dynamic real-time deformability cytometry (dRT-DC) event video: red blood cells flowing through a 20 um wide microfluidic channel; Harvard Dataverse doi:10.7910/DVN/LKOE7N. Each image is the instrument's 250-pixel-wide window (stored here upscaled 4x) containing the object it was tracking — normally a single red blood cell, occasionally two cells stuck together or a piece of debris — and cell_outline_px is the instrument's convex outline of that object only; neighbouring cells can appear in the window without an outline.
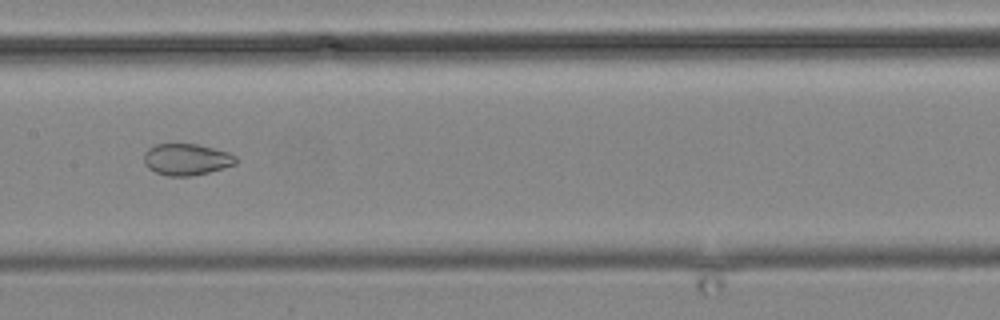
{"species": "common noctule bat (a hibernating species)", "species_latin": "Nyctalus noctula", "temperature_condition": "cold", "stored_images_in_passage": 9, "camera_frame_rate_fps": 3000, "um_per_image_px": 0.085, "animal": {"sex": "male", "body_mass_g": 19.2, "forearm_length_mm": 51.8}, "frame": {"image": 1, "passage_image": 8, "time_ms": 9.333, "image_size_px": [1000, 320], "cell_outline_px": [[236, 164], [208, 172], [192, 176], [168, 176], [156, 172], [148, 168], [144, 164], [144, 152], [148, 148], [156, 144], [196, 144], [228, 152], [236, 156]], "centroid_in_image_um": [15.82, 13.55], "position_along_channel_um": 191.6, "area_um2": 16.82}}